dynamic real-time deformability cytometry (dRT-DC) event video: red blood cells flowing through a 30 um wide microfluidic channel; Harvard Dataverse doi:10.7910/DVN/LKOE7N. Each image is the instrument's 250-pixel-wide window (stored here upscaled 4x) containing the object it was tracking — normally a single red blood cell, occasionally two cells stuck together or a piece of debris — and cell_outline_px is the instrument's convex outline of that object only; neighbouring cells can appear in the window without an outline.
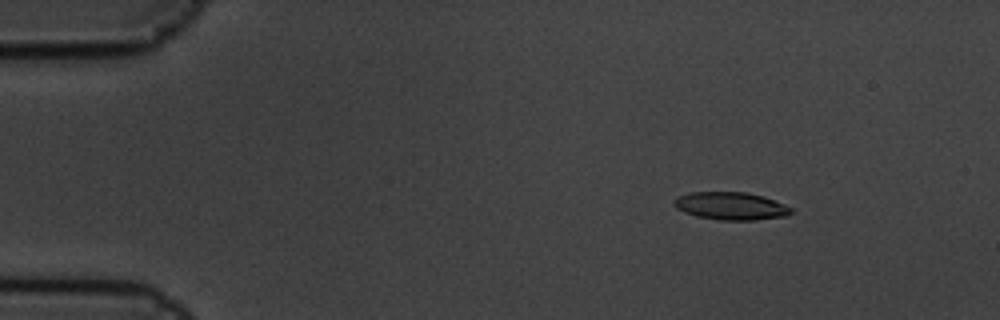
{"species": "common noctule bat (a hibernating species)", "species_latin": "Nyctalus noctula", "temperature_condition": "cold", "stored_images_in_passage": 7, "camera_frame_rate_fps": 3000, "um_per_image_px": 0.085, "animal": {"sex": "male", "body_mass_g": 19.5, "forearm_length_mm": 54.6}, "frame": {"image": 1, "passage_image": 3, "time_ms": 0.667, "image_size_px": [1000, 320], "cell_outline_px": [[792, 212], [784, 216], [756, 220], [720, 220], [696, 216], [684, 212], [676, 208], [676, 200], [680, 196], [692, 192], [748, 192], [764, 196], [784, 204], [792, 208]], "centroid_in_image_um": [62.16, 17.51], "position_along_channel_um": 22.8, "area_um2": 18.73}}
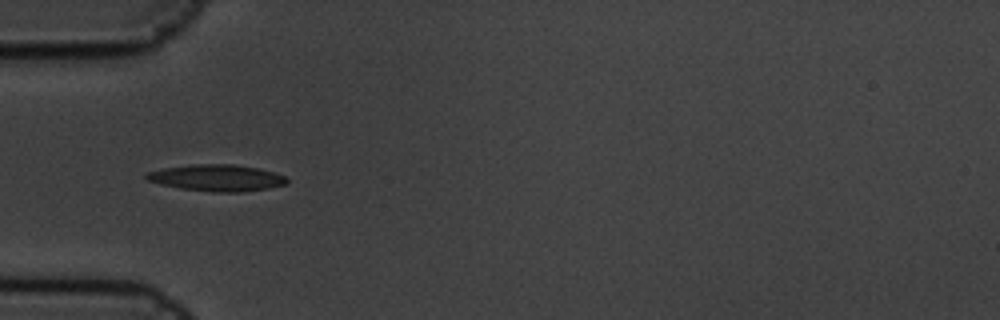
{"frame": {"image": 2, "passage_image": 6, "time_ms": 1.667, "image_size_px": [1000, 320], "cell_outline_px": [[288, 180], [284, 184], [268, 188], [240, 192], [212, 192], [180, 188], [160, 184], [148, 180], [144, 176], [148, 172], [164, 168], [192, 164], [236, 164], [256, 168], [272, 172], [284, 176]], "centroid_in_image_um": [18.4, 15.11], "position_along_channel_um": 66.6, "area_um2": 21.5}}
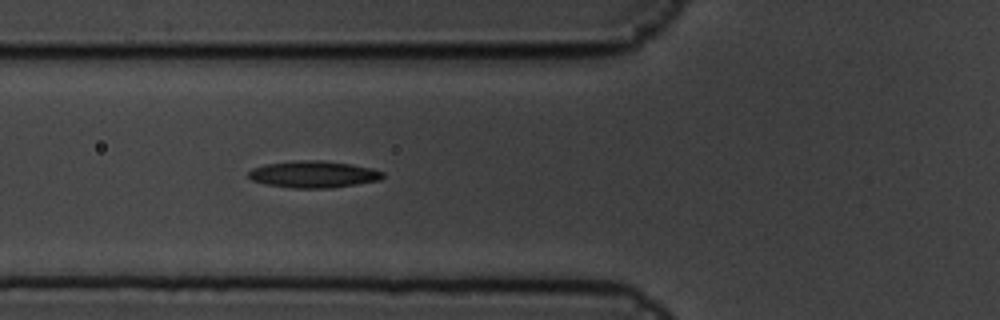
{"frame": {"image": 3, "passage_image": 7, "time_ms": 2.0, "image_size_px": [1000, 320], "cell_outline_px": [[384, 176], [380, 180], [332, 188], [292, 188], [264, 184], [252, 180], [248, 176], [248, 172], [252, 168], [264, 164], [304, 160], [324, 160], [352, 164], [372, 168], [384, 172]], "centroid_in_image_um": [26.65, 14.81], "position_along_channel_um": 99.2, "area_um2": 21.1}}